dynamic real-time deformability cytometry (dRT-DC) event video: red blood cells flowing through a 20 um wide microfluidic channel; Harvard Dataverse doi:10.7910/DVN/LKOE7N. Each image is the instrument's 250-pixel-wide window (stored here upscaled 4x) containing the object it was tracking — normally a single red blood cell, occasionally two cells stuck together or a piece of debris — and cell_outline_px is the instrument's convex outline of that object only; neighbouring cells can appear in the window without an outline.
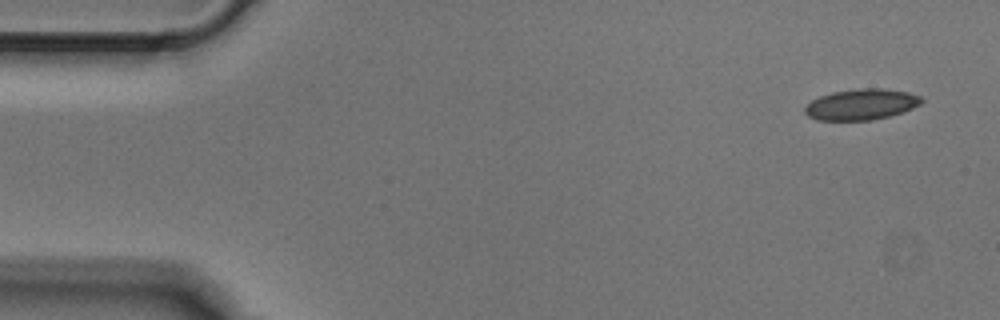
{"species": "Egyptian fruit bat (a non-hibernating species)", "species_latin": "Rousettus aegyptiacus", "temperature_condition": "cold", "stored_images_in_passage": 4, "camera_frame_rate_fps": 3000, "um_per_image_px": 0.085, "animal": {"sex": "male"}, "frame": {"image": 1, "passage_image": 1, "time_ms": 0.0, "image_size_px": [1000, 320], "cell_outline_px": [[924, 100], [920, 104], [912, 108], [892, 116], [872, 120], [816, 120], [808, 116], [804, 112], [804, 108], [812, 100], [820, 96], [832, 92], [860, 88], [884, 88], [908, 92], [920, 96]], "centroid_in_image_um": [73.22, 8.87], "position_along_channel_um": 11.8, "area_um2": 21.1}}
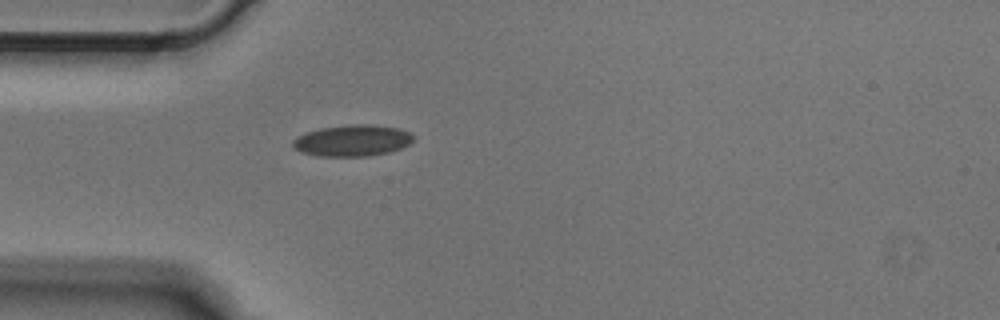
{"frame": {"image": 2, "passage_image": 4, "time_ms": 1.0, "image_size_px": [1000, 320], "cell_outline_px": [[416, 136], [408, 144], [400, 148], [388, 152], [368, 156], [320, 156], [300, 152], [292, 148], [292, 140], [296, 136], [320, 128], [352, 124], [368, 124], [396, 128], [408, 132]], "centroid_in_image_um": [29.9, 11.95], "position_along_channel_um": 55.1, "area_um2": 21.96}}